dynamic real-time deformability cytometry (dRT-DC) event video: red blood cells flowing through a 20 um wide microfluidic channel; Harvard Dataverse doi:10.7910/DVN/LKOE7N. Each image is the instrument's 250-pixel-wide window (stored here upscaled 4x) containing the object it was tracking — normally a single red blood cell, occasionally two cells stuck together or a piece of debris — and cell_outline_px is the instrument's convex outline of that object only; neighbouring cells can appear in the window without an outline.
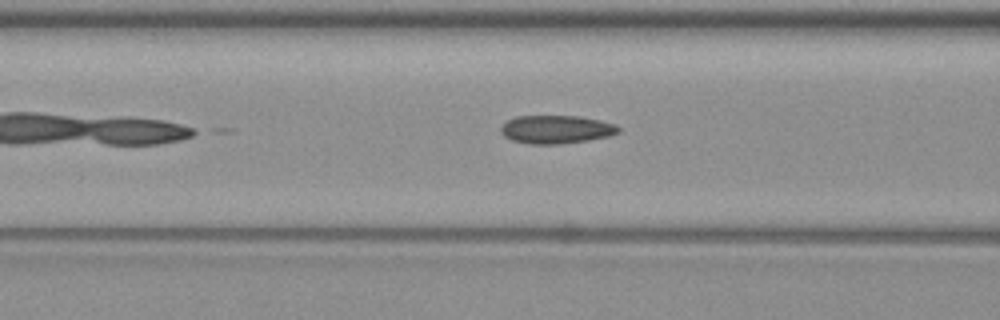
{"species": "common noctule bat (a hibernating species)", "species_latin": "Nyctalus noctula", "temperature_condition": "warm", "stored_images_in_passage": 12, "camera_frame_rate_fps": 3000, "um_per_image_px": 0.085, "animal": {"sex": "female", "body_mass_g": 19.3, "forearm_length_mm": 54.1}, "frame": {"image": 1, "passage_image": 10, "time_ms": 3.0, "image_size_px": [1000, 320], "cell_outline_px": [[620, 132], [608, 136], [588, 140], [560, 144], [528, 144], [512, 140], [504, 136], [500, 132], [500, 128], [508, 120], [516, 116], [580, 116], [600, 120], [616, 124], [620, 128]], "centroid_in_image_um": [47.28, 11.0], "position_along_channel_um": 119.3, "area_um2": 19.42}}